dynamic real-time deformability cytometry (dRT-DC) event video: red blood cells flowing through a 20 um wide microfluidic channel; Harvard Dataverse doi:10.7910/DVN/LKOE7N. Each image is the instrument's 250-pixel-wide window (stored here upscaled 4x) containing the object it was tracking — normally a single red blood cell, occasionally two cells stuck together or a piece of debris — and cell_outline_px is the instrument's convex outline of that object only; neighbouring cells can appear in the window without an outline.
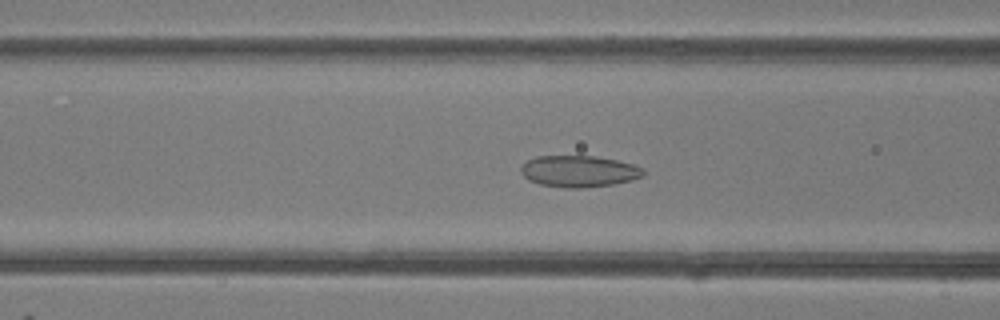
{"species": "common noctule bat (a hibernating species)", "species_latin": "Nyctalus noctula", "temperature_condition": "room temperature", "stored_images_in_passage": 50, "camera_frame_rate_fps": 3000, "um_per_image_px": 0.085, "animal": {"sex": "female"}, "frame": {"image": 1, "passage_image": 20, "time_ms": 6.333, "image_size_px": [1000, 320], "cell_outline_px": [[644, 176], [632, 180], [616, 184], [584, 188], [564, 188], [540, 184], [528, 180], [520, 172], [520, 168], [528, 160], [536, 156], [596, 156], [636, 164], [644, 168]], "centroid_in_image_um": [49.25, 14.56], "position_along_channel_um": 117.4, "area_um2": 22.77}}
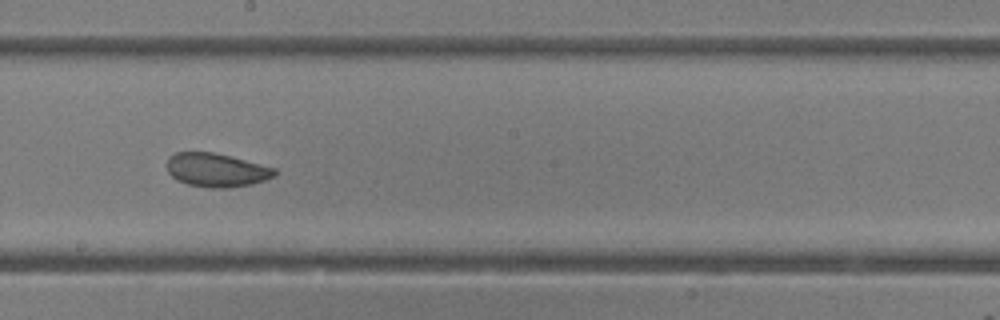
{"frame": {"image": 2, "passage_image": 28, "time_ms": 9.0, "image_size_px": [1000, 320], "cell_outline_px": [[276, 176], [252, 184], [228, 188], [212, 188], [188, 184], [176, 180], [168, 172], [168, 156], [176, 152], [212, 152], [232, 156], [276, 168]], "centroid_in_image_um": [18.41, 14.45], "position_along_channel_um": 229.8, "area_um2": 21.21}}
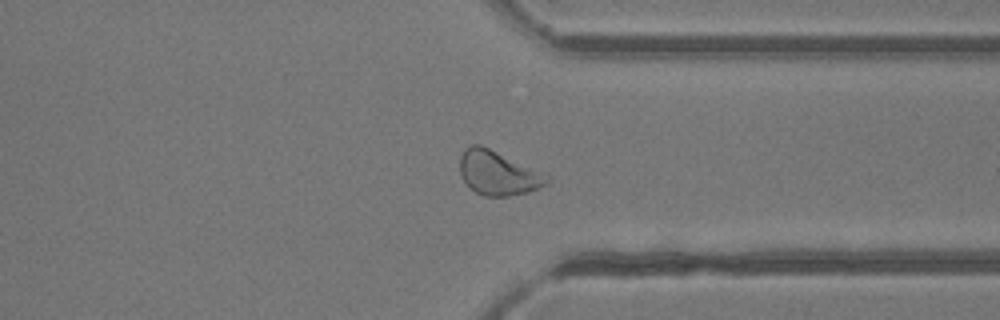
{"frame": {"image": 3, "passage_image": 38, "time_ms": 12.333, "image_size_px": [1000, 320], "cell_outline_px": [[552, 176], [540, 188], [508, 196], [484, 196], [468, 188], [460, 176], [460, 156], [464, 148], [472, 144], [480, 144]], "centroid_in_image_um": [42.29, 14.7], "position_along_channel_um": 369.1, "area_um2": 22.48}, "authors_computed_cell_mechanics": {"area_um2": 24.0448, "velocity_mm_per_s": 4.2145, "shape_relaxation_time_tau1_ms": null, "shape_relaxation_time_tau2_ms": 1.762, "deformation_change_tau1": null, "deformation_change_tau2": 0.0791}}